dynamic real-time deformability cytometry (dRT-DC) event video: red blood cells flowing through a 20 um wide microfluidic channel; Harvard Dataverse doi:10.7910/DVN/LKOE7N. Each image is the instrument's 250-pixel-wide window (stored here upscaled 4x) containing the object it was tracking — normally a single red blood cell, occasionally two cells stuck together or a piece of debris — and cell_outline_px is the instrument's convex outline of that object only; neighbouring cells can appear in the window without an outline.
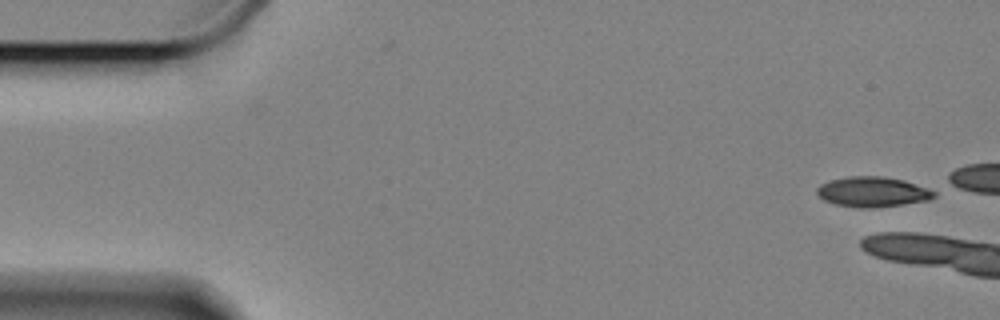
{"species": "Egyptian fruit bat (a non-hibernating species)", "species_latin": "Rousettus aegyptiacus", "temperature_condition": "cold", "stored_images_in_passage": 5, "camera_frame_rate_fps": 3000, "um_per_image_px": 0.085, "animal": {"sex": "female"}, "frame": {"image": 1, "passage_image": 1, "time_ms": 0.0, "image_size_px": [1000, 320], "cell_outline_px": [[936, 196], [928, 200], [872, 208], [860, 208], [836, 204], [824, 200], [816, 192], [816, 188], [820, 184], [832, 180], [848, 176], [884, 176], [904, 180], [928, 188], [936, 192]], "centroid_in_image_um": [74.17, 16.3], "position_along_channel_um": 10.8, "area_um2": 20.46}}